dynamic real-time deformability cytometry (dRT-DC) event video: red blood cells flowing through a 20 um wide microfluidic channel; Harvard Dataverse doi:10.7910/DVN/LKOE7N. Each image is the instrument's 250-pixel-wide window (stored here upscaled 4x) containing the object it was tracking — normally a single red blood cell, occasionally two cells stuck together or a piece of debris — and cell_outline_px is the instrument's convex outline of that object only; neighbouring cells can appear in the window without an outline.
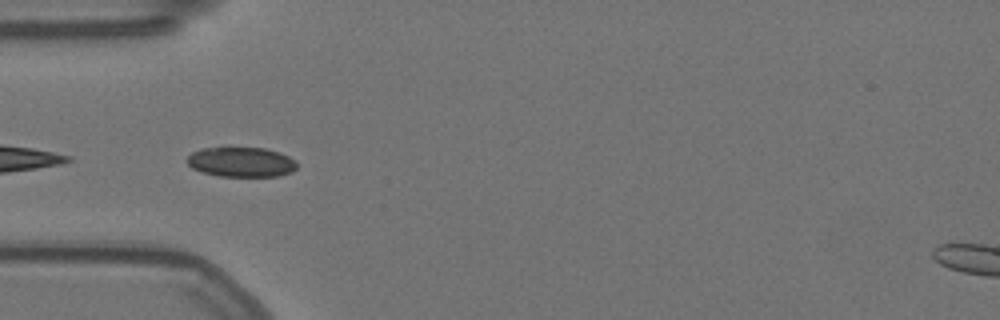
{"species": "Egyptian fruit bat (a non-hibernating species)", "species_latin": "Rousettus aegyptiacus", "temperature_condition": "warm", "stored_images_in_passage": 30, "camera_frame_rate_fps": 3000, "um_per_image_px": 0.085, "animal": {"sex": "female"}, "frame": {"image": 1, "passage_image": 2, "time_ms": 0.333, "image_size_px": [1000, 320], "cell_outline_px": [[296, 168], [292, 172], [280, 176], [220, 176], [204, 172], [192, 168], [188, 164], [188, 156], [192, 152], [200, 148], [264, 148], [280, 152], [288, 156], [296, 164]], "centroid_in_image_um": [20.51, 13.77], "position_along_channel_um": 64.5, "area_um2": 18.9}}
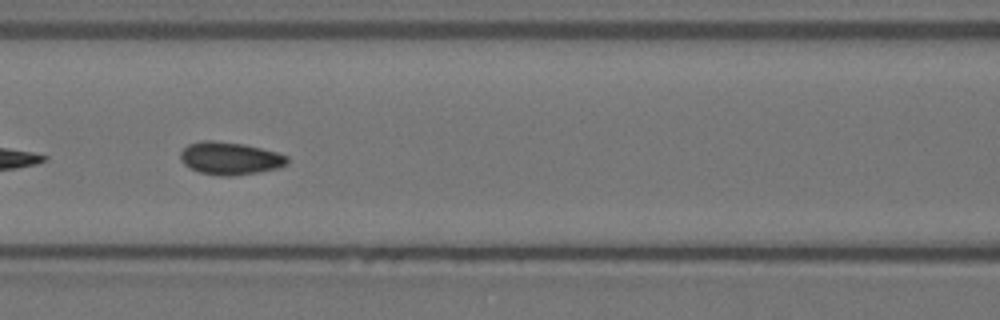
{"frame": {"image": 2, "passage_image": 9, "time_ms": 2.667, "image_size_px": [1000, 320], "cell_outline_px": [[288, 164], [280, 168], [260, 172], [232, 176], [220, 176], [200, 172], [184, 164], [180, 156], [180, 152], [188, 144], [204, 140], [212, 140], [244, 144], [276, 152], [288, 156]], "centroid_in_image_um": [19.58, 13.46], "position_along_channel_um": 147.0, "area_um2": 20.35}}
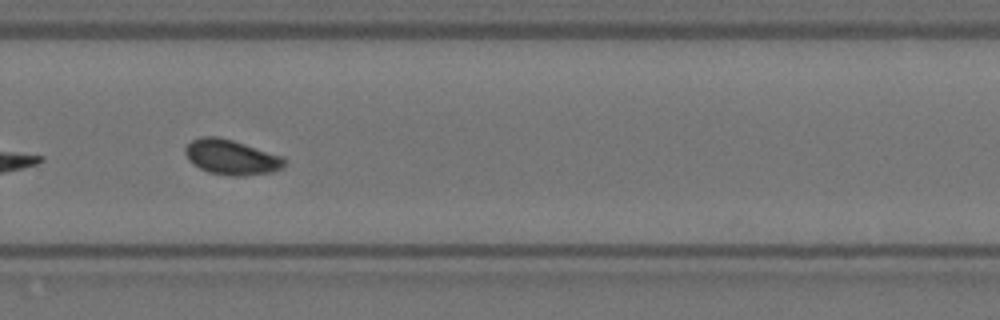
{"frame": {"image": 3, "passage_image": 23, "time_ms": 7.333, "image_size_px": [1000, 320], "cell_outline_px": [[288, 164], [284, 168], [272, 172], [244, 176], [228, 176], [208, 172], [192, 164], [188, 160], [184, 152], [184, 148], [192, 140], [200, 136], [216, 136], [232, 140], [284, 156]], "centroid_in_image_um": [19.69, 13.37], "position_along_channel_um": 310.1, "area_um2": 20.63}, "authors_computed_cell_mechanics": {"area_um2": 20.0566, "velocity_mm_per_s": 3.5152, "shape_relaxation_time_tau1_ms": 2.9653, "shape_relaxation_time_tau2_ms": null, "deformation_change_tau1": 0.0839, "deformation_change_tau2": null}}